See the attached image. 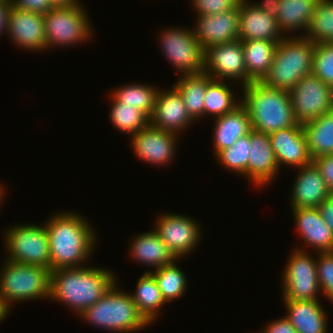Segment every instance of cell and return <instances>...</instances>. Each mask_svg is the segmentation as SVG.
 Returning <instances> with one entry per match:
<instances>
[{
    "mask_svg": "<svg viewBox=\"0 0 333 333\" xmlns=\"http://www.w3.org/2000/svg\"><path fill=\"white\" fill-rule=\"evenodd\" d=\"M278 167L300 168L313 163L302 124L269 135ZM281 166V167H280Z\"/></svg>",
    "mask_w": 333,
    "mask_h": 333,
    "instance_id": "obj_17",
    "label": "cell"
},
{
    "mask_svg": "<svg viewBox=\"0 0 333 333\" xmlns=\"http://www.w3.org/2000/svg\"><path fill=\"white\" fill-rule=\"evenodd\" d=\"M322 219L333 233V194L324 199L317 207Z\"/></svg>",
    "mask_w": 333,
    "mask_h": 333,
    "instance_id": "obj_43",
    "label": "cell"
},
{
    "mask_svg": "<svg viewBox=\"0 0 333 333\" xmlns=\"http://www.w3.org/2000/svg\"><path fill=\"white\" fill-rule=\"evenodd\" d=\"M305 37L314 43H333V0H319Z\"/></svg>",
    "mask_w": 333,
    "mask_h": 333,
    "instance_id": "obj_35",
    "label": "cell"
},
{
    "mask_svg": "<svg viewBox=\"0 0 333 333\" xmlns=\"http://www.w3.org/2000/svg\"><path fill=\"white\" fill-rule=\"evenodd\" d=\"M10 7V0H0V35L5 34L6 21Z\"/></svg>",
    "mask_w": 333,
    "mask_h": 333,
    "instance_id": "obj_45",
    "label": "cell"
},
{
    "mask_svg": "<svg viewBox=\"0 0 333 333\" xmlns=\"http://www.w3.org/2000/svg\"><path fill=\"white\" fill-rule=\"evenodd\" d=\"M317 254V276L320 294L333 303V251Z\"/></svg>",
    "mask_w": 333,
    "mask_h": 333,
    "instance_id": "obj_38",
    "label": "cell"
},
{
    "mask_svg": "<svg viewBox=\"0 0 333 333\" xmlns=\"http://www.w3.org/2000/svg\"><path fill=\"white\" fill-rule=\"evenodd\" d=\"M173 86L181 94L190 117L194 120L204 118V97L207 88V73L179 76Z\"/></svg>",
    "mask_w": 333,
    "mask_h": 333,
    "instance_id": "obj_30",
    "label": "cell"
},
{
    "mask_svg": "<svg viewBox=\"0 0 333 333\" xmlns=\"http://www.w3.org/2000/svg\"><path fill=\"white\" fill-rule=\"evenodd\" d=\"M286 318L297 333H327L328 316L319 299L283 300Z\"/></svg>",
    "mask_w": 333,
    "mask_h": 333,
    "instance_id": "obj_23",
    "label": "cell"
},
{
    "mask_svg": "<svg viewBox=\"0 0 333 333\" xmlns=\"http://www.w3.org/2000/svg\"><path fill=\"white\" fill-rule=\"evenodd\" d=\"M51 216L44 223L49 239L50 270L85 266L97 246L92 223L73 211Z\"/></svg>",
    "mask_w": 333,
    "mask_h": 333,
    "instance_id": "obj_1",
    "label": "cell"
},
{
    "mask_svg": "<svg viewBox=\"0 0 333 333\" xmlns=\"http://www.w3.org/2000/svg\"><path fill=\"white\" fill-rule=\"evenodd\" d=\"M251 147L248 160V178L257 187H265L272 182L280 170L268 134L250 131Z\"/></svg>",
    "mask_w": 333,
    "mask_h": 333,
    "instance_id": "obj_20",
    "label": "cell"
},
{
    "mask_svg": "<svg viewBox=\"0 0 333 333\" xmlns=\"http://www.w3.org/2000/svg\"><path fill=\"white\" fill-rule=\"evenodd\" d=\"M289 93L299 124L333 111V88L312 73L304 76Z\"/></svg>",
    "mask_w": 333,
    "mask_h": 333,
    "instance_id": "obj_11",
    "label": "cell"
},
{
    "mask_svg": "<svg viewBox=\"0 0 333 333\" xmlns=\"http://www.w3.org/2000/svg\"><path fill=\"white\" fill-rule=\"evenodd\" d=\"M197 16L223 13L235 8L240 0H191Z\"/></svg>",
    "mask_w": 333,
    "mask_h": 333,
    "instance_id": "obj_39",
    "label": "cell"
},
{
    "mask_svg": "<svg viewBox=\"0 0 333 333\" xmlns=\"http://www.w3.org/2000/svg\"><path fill=\"white\" fill-rule=\"evenodd\" d=\"M9 315V312L4 308L2 302L0 301V323Z\"/></svg>",
    "mask_w": 333,
    "mask_h": 333,
    "instance_id": "obj_47",
    "label": "cell"
},
{
    "mask_svg": "<svg viewBox=\"0 0 333 333\" xmlns=\"http://www.w3.org/2000/svg\"><path fill=\"white\" fill-rule=\"evenodd\" d=\"M241 92V104L249 114L253 130L270 135L299 124L288 91L267 87L261 81H253L243 86Z\"/></svg>",
    "mask_w": 333,
    "mask_h": 333,
    "instance_id": "obj_3",
    "label": "cell"
},
{
    "mask_svg": "<svg viewBox=\"0 0 333 333\" xmlns=\"http://www.w3.org/2000/svg\"><path fill=\"white\" fill-rule=\"evenodd\" d=\"M10 5L13 8L34 12L43 16L55 7L51 0H10Z\"/></svg>",
    "mask_w": 333,
    "mask_h": 333,
    "instance_id": "obj_40",
    "label": "cell"
},
{
    "mask_svg": "<svg viewBox=\"0 0 333 333\" xmlns=\"http://www.w3.org/2000/svg\"><path fill=\"white\" fill-rule=\"evenodd\" d=\"M178 260L180 259L154 271H145L153 275L166 303L181 298L186 293L187 277L176 264Z\"/></svg>",
    "mask_w": 333,
    "mask_h": 333,
    "instance_id": "obj_33",
    "label": "cell"
},
{
    "mask_svg": "<svg viewBox=\"0 0 333 333\" xmlns=\"http://www.w3.org/2000/svg\"><path fill=\"white\" fill-rule=\"evenodd\" d=\"M241 42L247 77L252 82L261 81L272 65L279 42L259 39Z\"/></svg>",
    "mask_w": 333,
    "mask_h": 333,
    "instance_id": "obj_27",
    "label": "cell"
},
{
    "mask_svg": "<svg viewBox=\"0 0 333 333\" xmlns=\"http://www.w3.org/2000/svg\"><path fill=\"white\" fill-rule=\"evenodd\" d=\"M79 317L95 327L114 333H133L150 326L139 313L131 294L119 289L118 282Z\"/></svg>",
    "mask_w": 333,
    "mask_h": 333,
    "instance_id": "obj_5",
    "label": "cell"
},
{
    "mask_svg": "<svg viewBox=\"0 0 333 333\" xmlns=\"http://www.w3.org/2000/svg\"><path fill=\"white\" fill-rule=\"evenodd\" d=\"M154 230L177 259H182L200 243L201 226L189 216L164 213L157 217ZM196 247V248H195Z\"/></svg>",
    "mask_w": 333,
    "mask_h": 333,
    "instance_id": "obj_12",
    "label": "cell"
},
{
    "mask_svg": "<svg viewBox=\"0 0 333 333\" xmlns=\"http://www.w3.org/2000/svg\"><path fill=\"white\" fill-rule=\"evenodd\" d=\"M87 266L51 271V301L67 305L78 316L118 282L115 274L107 268Z\"/></svg>",
    "mask_w": 333,
    "mask_h": 333,
    "instance_id": "obj_2",
    "label": "cell"
},
{
    "mask_svg": "<svg viewBox=\"0 0 333 333\" xmlns=\"http://www.w3.org/2000/svg\"><path fill=\"white\" fill-rule=\"evenodd\" d=\"M270 322H268L259 333H297L286 316Z\"/></svg>",
    "mask_w": 333,
    "mask_h": 333,
    "instance_id": "obj_42",
    "label": "cell"
},
{
    "mask_svg": "<svg viewBox=\"0 0 333 333\" xmlns=\"http://www.w3.org/2000/svg\"><path fill=\"white\" fill-rule=\"evenodd\" d=\"M192 29V30H191ZM170 27L160 33V47L165 59L179 76L199 74L204 71L205 50L197 40L194 28Z\"/></svg>",
    "mask_w": 333,
    "mask_h": 333,
    "instance_id": "obj_9",
    "label": "cell"
},
{
    "mask_svg": "<svg viewBox=\"0 0 333 333\" xmlns=\"http://www.w3.org/2000/svg\"><path fill=\"white\" fill-rule=\"evenodd\" d=\"M204 73L220 81H240L242 87L252 81L247 77L242 42L236 40L205 49Z\"/></svg>",
    "mask_w": 333,
    "mask_h": 333,
    "instance_id": "obj_13",
    "label": "cell"
},
{
    "mask_svg": "<svg viewBox=\"0 0 333 333\" xmlns=\"http://www.w3.org/2000/svg\"><path fill=\"white\" fill-rule=\"evenodd\" d=\"M83 7L82 4L55 6L44 15L47 49L76 46L79 43H85L93 36L94 31L89 22V14Z\"/></svg>",
    "mask_w": 333,
    "mask_h": 333,
    "instance_id": "obj_7",
    "label": "cell"
},
{
    "mask_svg": "<svg viewBox=\"0 0 333 333\" xmlns=\"http://www.w3.org/2000/svg\"><path fill=\"white\" fill-rule=\"evenodd\" d=\"M293 182L290 208H317L332 195L327 183L314 163L302 166Z\"/></svg>",
    "mask_w": 333,
    "mask_h": 333,
    "instance_id": "obj_21",
    "label": "cell"
},
{
    "mask_svg": "<svg viewBox=\"0 0 333 333\" xmlns=\"http://www.w3.org/2000/svg\"><path fill=\"white\" fill-rule=\"evenodd\" d=\"M160 88L149 85L147 83H132L117 87L111 91L112 96L116 101L125 103V105L136 106L137 109L143 111L149 118L153 114L157 94Z\"/></svg>",
    "mask_w": 333,
    "mask_h": 333,
    "instance_id": "obj_32",
    "label": "cell"
},
{
    "mask_svg": "<svg viewBox=\"0 0 333 333\" xmlns=\"http://www.w3.org/2000/svg\"><path fill=\"white\" fill-rule=\"evenodd\" d=\"M54 6H77L82 3L79 0H51Z\"/></svg>",
    "mask_w": 333,
    "mask_h": 333,
    "instance_id": "obj_46",
    "label": "cell"
},
{
    "mask_svg": "<svg viewBox=\"0 0 333 333\" xmlns=\"http://www.w3.org/2000/svg\"><path fill=\"white\" fill-rule=\"evenodd\" d=\"M318 1L319 0H279L281 8L276 20L282 34L288 36L290 32L289 36H293L294 32L296 31L297 33L299 30L301 31L300 36H302L303 33V35H305Z\"/></svg>",
    "mask_w": 333,
    "mask_h": 333,
    "instance_id": "obj_26",
    "label": "cell"
},
{
    "mask_svg": "<svg viewBox=\"0 0 333 333\" xmlns=\"http://www.w3.org/2000/svg\"><path fill=\"white\" fill-rule=\"evenodd\" d=\"M112 106L109 111V119L113 127L120 132L128 133V136L136 134L150 124V118L136 106L125 105L116 101L112 96Z\"/></svg>",
    "mask_w": 333,
    "mask_h": 333,
    "instance_id": "obj_34",
    "label": "cell"
},
{
    "mask_svg": "<svg viewBox=\"0 0 333 333\" xmlns=\"http://www.w3.org/2000/svg\"><path fill=\"white\" fill-rule=\"evenodd\" d=\"M44 16L10 7L5 34L8 33L15 46L28 51H46Z\"/></svg>",
    "mask_w": 333,
    "mask_h": 333,
    "instance_id": "obj_15",
    "label": "cell"
},
{
    "mask_svg": "<svg viewBox=\"0 0 333 333\" xmlns=\"http://www.w3.org/2000/svg\"><path fill=\"white\" fill-rule=\"evenodd\" d=\"M299 247V248H298ZM291 250L284 266L281 288L284 300H315L321 293L317 276V257L298 246Z\"/></svg>",
    "mask_w": 333,
    "mask_h": 333,
    "instance_id": "obj_10",
    "label": "cell"
},
{
    "mask_svg": "<svg viewBox=\"0 0 333 333\" xmlns=\"http://www.w3.org/2000/svg\"><path fill=\"white\" fill-rule=\"evenodd\" d=\"M4 232L7 260L50 269L49 239L44 224H15Z\"/></svg>",
    "mask_w": 333,
    "mask_h": 333,
    "instance_id": "obj_8",
    "label": "cell"
},
{
    "mask_svg": "<svg viewBox=\"0 0 333 333\" xmlns=\"http://www.w3.org/2000/svg\"><path fill=\"white\" fill-rule=\"evenodd\" d=\"M3 263L0 269V301L8 312L15 302L50 300L49 268L7 259Z\"/></svg>",
    "mask_w": 333,
    "mask_h": 333,
    "instance_id": "obj_6",
    "label": "cell"
},
{
    "mask_svg": "<svg viewBox=\"0 0 333 333\" xmlns=\"http://www.w3.org/2000/svg\"><path fill=\"white\" fill-rule=\"evenodd\" d=\"M234 90L225 81L214 80L207 74V88L204 97V116H223L241 104L235 99Z\"/></svg>",
    "mask_w": 333,
    "mask_h": 333,
    "instance_id": "obj_31",
    "label": "cell"
},
{
    "mask_svg": "<svg viewBox=\"0 0 333 333\" xmlns=\"http://www.w3.org/2000/svg\"><path fill=\"white\" fill-rule=\"evenodd\" d=\"M194 33L205 50L210 46L239 40V3L226 12L197 16Z\"/></svg>",
    "mask_w": 333,
    "mask_h": 333,
    "instance_id": "obj_18",
    "label": "cell"
},
{
    "mask_svg": "<svg viewBox=\"0 0 333 333\" xmlns=\"http://www.w3.org/2000/svg\"><path fill=\"white\" fill-rule=\"evenodd\" d=\"M5 191H6V190H4L3 185L0 183V206H1V203H3L2 201H3V199H4L3 196H5Z\"/></svg>",
    "mask_w": 333,
    "mask_h": 333,
    "instance_id": "obj_48",
    "label": "cell"
},
{
    "mask_svg": "<svg viewBox=\"0 0 333 333\" xmlns=\"http://www.w3.org/2000/svg\"><path fill=\"white\" fill-rule=\"evenodd\" d=\"M250 147V133H248L240 137L233 146L221 150L215 157L229 172L247 178Z\"/></svg>",
    "mask_w": 333,
    "mask_h": 333,
    "instance_id": "obj_36",
    "label": "cell"
},
{
    "mask_svg": "<svg viewBox=\"0 0 333 333\" xmlns=\"http://www.w3.org/2000/svg\"><path fill=\"white\" fill-rule=\"evenodd\" d=\"M312 74L333 88V43H315Z\"/></svg>",
    "mask_w": 333,
    "mask_h": 333,
    "instance_id": "obj_37",
    "label": "cell"
},
{
    "mask_svg": "<svg viewBox=\"0 0 333 333\" xmlns=\"http://www.w3.org/2000/svg\"><path fill=\"white\" fill-rule=\"evenodd\" d=\"M178 138V134L157 129L149 124L131 135L129 140L132 150L141 161L154 166H164L175 157Z\"/></svg>",
    "mask_w": 333,
    "mask_h": 333,
    "instance_id": "obj_14",
    "label": "cell"
},
{
    "mask_svg": "<svg viewBox=\"0 0 333 333\" xmlns=\"http://www.w3.org/2000/svg\"><path fill=\"white\" fill-rule=\"evenodd\" d=\"M253 4L274 18H277L278 12L281 8L279 0H261L260 3L253 2Z\"/></svg>",
    "mask_w": 333,
    "mask_h": 333,
    "instance_id": "obj_44",
    "label": "cell"
},
{
    "mask_svg": "<svg viewBox=\"0 0 333 333\" xmlns=\"http://www.w3.org/2000/svg\"><path fill=\"white\" fill-rule=\"evenodd\" d=\"M171 87L168 90H159L150 125L180 135L185 132L184 129L194 124V120L190 117L179 91L174 86Z\"/></svg>",
    "mask_w": 333,
    "mask_h": 333,
    "instance_id": "obj_16",
    "label": "cell"
},
{
    "mask_svg": "<svg viewBox=\"0 0 333 333\" xmlns=\"http://www.w3.org/2000/svg\"><path fill=\"white\" fill-rule=\"evenodd\" d=\"M213 152L233 146L236 141L252 130L250 117L245 107L240 104L233 111L214 118Z\"/></svg>",
    "mask_w": 333,
    "mask_h": 333,
    "instance_id": "obj_24",
    "label": "cell"
},
{
    "mask_svg": "<svg viewBox=\"0 0 333 333\" xmlns=\"http://www.w3.org/2000/svg\"><path fill=\"white\" fill-rule=\"evenodd\" d=\"M312 159L333 155V111L302 124Z\"/></svg>",
    "mask_w": 333,
    "mask_h": 333,
    "instance_id": "obj_29",
    "label": "cell"
},
{
    "mask_svg": "<svg viewBox=\"0 0 333 333\" xmlns=\"http://www.w3.org/2000/svg\"><path fill=\"white\" fill-rule=\"evenodd\" d=\"M129 252L131 258L145 264L154 270L169 265L177 258L168 249L155 230H150L135 236L132 240Z\"/></svg>",
    "mask_w": 333,
    "mask_h": 333,
    "instance_id": "obj_25",
    "label": "cell"
},
{
    "mask_svg": "<svg viewBox=\"0 0 333 333\" xmlns=\"http://www.w3.org/2000/svg\"><path fill=\"white\" fill-rule=\"evenodd\" d=\"M313 163L319 169L328 188L333 194V155H323L313 159Z\"/></svg>",
    "mask_w": 333,
    "mask_h": 333,
    "instance_id": "obj_41",
    "label": "cell"
},
{
    "mask_svg": "<svg viewBox=\"0 0 333 333\" xmlns=\"http://www.w3.org/2000/svg\"><path fill=\"white\" fill-rule=\"evenodd\" d=\"M315 43L299 32L285 36L278 44L274 60L261 82L270 88L290 92L304 77L312 73Z\"/></svg>",
    "mask_w": 333,
    "mask_h": 333,
    "instance_id": "obj_4",
    "label": "cell"
},
{
    "mask_svg": "<svg viewBox=\"0 0 333 333\" xmlns=\"http://www.w3.org/2000/svg\"><path fill=\"white\" fill-rule=\"evenodd\" d=\"M285 35L276 18L259 9L249 0L239 1V40H268L280 42Z\"/></svg>",
    "mask_w": 333,
    "mask_h": 333,
    "instance_id": "obj_19",
    "label": "cell"
},
{
    "mask_svg": "<svg viewBox=\"0 0 333 333\" xmlns=\"http://www.w3.org/2000/svg\"><path fill=\"white\" fill-rule=\"evenodd\" d=\"M294 226L304 244L315 253L333 251V233L321 217L318 208H291Z\"/></svg>",
    "mask_w": 333,
    "mask_h": 333,
    "instance_id": "obj_22",
    "label": "cell"
},
{
    "mask_svg": "<svg viewBox=\"0 0 333 333\" xmlns=\"http://www.w3.org/2000/svg\"><path fill=\"white\" fill-rule=\"evenodd\" d=\"M139 313L149 323L158 319L159 311L166 304L158 288L157 282L150 272H145L136 284L135 291L131 293Z\"/></svg>",
    "mask_w": 333,
    "mask_h": 333,
    "instance_id": "obj_28",
    "label": "cell"
}]
</instances>
